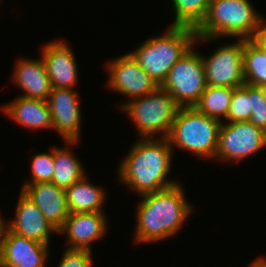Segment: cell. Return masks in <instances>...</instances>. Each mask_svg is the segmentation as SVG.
Masks as SVG:
<instances>
[{
  "instance_id": "cell-16",
  "label": "cell",
  "mask_w": 266,
  "mask_h": 267,
  "mask_svg": "<svg viewBox=\"0 0 266 267\" xmlns=\"http://www.w3.org/2000/svg\"><path fill=\"white\" fill-rule=\"evenodd\" d=\"M22 186L21 190L38 206L46 220L59 230L70 214L65 190L52 182Z\"/></svg>"
},
{
  "instance_id": "cell-11",
  "label": "cell",
  "mask_w": 266,
  "mask_h": 267,
  "mask_svg": "<svg viewBox=\"0 0 266 267\" xmlns=\"http://www.w3.org/2000/svg\"><path fill=\"white\" fill-rule=\"evenodd\" d=\"M75 89L54 88L48 96L53 129L64 139V143L75 145L79 141L81 128L80 100Z\"/></svg>"
},
{
  "instance_id": "cell-20",
  "label": "cell",
  "mask_w": 266,
  "mask_h": 267,
  "mask_svg": "<svg viewBox=\"0 0 266 267\" xmlns=\"http://www.w3.org/2000/svg\"><path fill=\"white\" fill-rule=\"evenodd\" d=\"M54 173L51 182L66 190L85 176L82 163L66 148L53 149Z\"/></svg>"
},
{
  "instance_id": "cell-15",
  "label": "cell",
  "mask_w": 266,
  "mask_h": 267,
  "mask_svg": "<svg viewBox=\"0 0 266 267\" xmlns=\"http://www.w3.org/2000/svg\"><path fill=\"white\" fill-rule=\"evenodd\" d=\"M104 212L70 213L58 234H65L68 249L89 250L90 244L104 236L107 217Z\"/></svg>"
},
{
  "instance_id": "cell-27",
  "label": "cell",
  "mask_w": 266,
  "mask_h": 267,
  "mask_svg": "<svg viewBox=\"0 0 266 267\" xmlns=\"http://www.w3.org/2000/svg\"><path fill=\"white\" fill-rule=\"evenodd\" d=\"M249 122L266 132V107L251 109V117Z\"/></svg>"
},
{
  "instance_id": "cell-14",
  "label": "cell",
  "mask_w": 266,
  "mask_h": 267,
  "mask_svg": "<svg viewBox=\"0 0 266 267\" xmlns=\"http://www.w3.org/2000/svg\"><path fill=\"white\" fill-rule=\"evenodd\" d=\"M62 40H53L42 47V61L54 88H69L77 84L78 67L74 52Z\"/></svg>"
},
{
  "instance_id": "cell-19",
  "label": "cell",
  "mask_w": 266,
  "mask_h": 267,
  "mask_svg": "<svg viewBox=\"0 0 266 267\" xmlns=\"http://www.w3.org/2000/svg\"><path fill=\"white\" fill-rule=\"evenodd\" d=\"M70 213L104 212L105 191L91 182L85 175L65 190Z\"/></svg>"
},
{
  "instance_id": "cell-21",
  "label": "cell",
  "mask_w": 266,
  "mask_h": 267,
  "mask_svg": "<svg viewBox=\"0 0 266 267\" xmlns=\"http://www.w3.org/2000/svg\"><path fill=\"white\" fill-rule=\"evenodd\" d=\"M233 91L234 88L231 87L207 85L194 107L199 112L222 123L227 119Z\"/></svg>"
},
{
  "instance_id": "cell-26",
  "label": "cell",
  "mask_w": 266,
  "mask_h": 267,
  "mask_svg": "<svg viewBox=\"0 0 266 267\" xmlns=\"http://www.w3.org/2000/svg\"><path fill=\"white\" fill-rule=\"evenodd\" d=\"M92 259V251L67 248L58 267H93Z\"/></svg>"
},
{
  "instance_id": "cell-23",
  "label": "cell",
  "mask_w": 266,
  "mask_h": 267,
  "mask_svg": "<svg viewBox=\"0 0 266 267\" xmlns=\"http://www.w3.org/2000/svg\"><path fill=\"white\" fill-rule=\"evenodd\" d=\"M175 18L172 25L197 28L205 19L211 0H171Z\"/></svg>"
},
{
  "instance_id": "cell-5",
  "label": "cell",
  "mask_w": 266,
  "mask_h": 267,
  "mask_svg": "<svg viewBox=\"0 0 266 267\" xmlns=\"http://www.w3.org/2000/svg\"><path fill=\"white\" fill-rule=\"evenodd\" d=\"M220 126V121L195 107H180L167 139L172 149L187 150L203 160H214Z\"/></svg>"
},
{
  "instance_id": "cell-10",
  "label": "cell",
  "mask_w": 266,
  "mask_h": 267,
  "mask_svg": "<svg viewBox=\"0 0 266 267\" xmlns=\"http://www.w3.org/2000/svg\"><path fill=\"white\" fill-rule=\"evenodd\" d=\"M107 71L108 88L130 100L149 94L159 87L130 53L109 61Z\"/></svg>"
},
{
  "instance_id": "cell-28",
  "label": "cell",
  "mask_w": 266,
  "mask_h": 267,
  "mask_svg": "<svg viewBox=\"0 0 266 267\" xmlns=\"http://www.w3.org/2000/svg\"><path fill=\"white\" fill-rule=\"evenodd\" d=\"M266 107V100L258 86L252 85V109H259Z\"/></svg>"
},
{
  "instance_id": "cell-7",
  "label": "cell",
  "mask_w": 266,
  "mask_h": 267,
  "mask_svg": "<svg viewBox=\"0 0 266 267\" xmlns=\"http://www.w3.org/2000/svg\"><path fill=\"white\" fill-rule=\"evenodd\" d=\"M194 45L171 67L161 87L180 107H194L207 87L202 55Z\"/></svg>"
},
{
  "instance_id": "cell-24",
  "label": "cell",
  "mask_w": 266,
  "mask_h": 267,
  "mask_svg": "<svg viewBox=\"0 0 266 267\" xmlns=\"http://www.w3.org/2000/svg\"><path fill=\"white\" fill-rule=\"evenodd\" d=\"M252 109V85L234 88L226 122L249 121Z\"/></svg>"
},
{
  "instance_id": "cell-4",
  "label": "cell",
  "mask_w": 266,
  "mask_h": 267,
  "mask_svg": "<svg viewBox=\"0 0 266 267\" xmlns=\"http://www.w3.org/2000/svg\"><path fill=\"white\" fill-rule=\"evenodd\" d=\"M195 28L170 25L162 36L147 38L130 54L159 86L171 67L193 46Z\"/></svg>"
},
{
  "instance_id": "cell-9",
  "label": "cell",
  "mask_w": 266,
  "mask_h": 267,
  "mask_svg": "<svg viewBox=\"0 0 266 267\" xmlns=\"http://www.w3.org/2000/svg\"><path fill=\"white\" fill-rule=\"evenodd\" d=\"M244 39L222 45L210 57L202 56L209 86L240 87L245 83L243 67ZM205 57V58H204Z\"/></svg>"
},
{
  "instance_id": "cell-22",
  "label": "cell",
  "mask_w": 266,
  "mask_h": 267,
  "mask_svg": "<svg viewBox=\"0 0 266 267\" xmlns=\"http://www.w3.org/2000/svg\"><path fill=\"white\" fill-rule=\"evenodd\" d=\"M243 67L245 83L266 85V50L255 39H244Z\"/></svg>"
},
{
  "instance_id": "cell-6",
  "label": "cell",
  "mask_w": 266,
  "mask_h": 267,
  "mask_svg": "<svg viewBox=\"0 0 266 267\" xmlns=\"http://www.w3.org/2000/svg\"><path fill=\"white\" fill-rule=\"evenodd\" d=\"M130 116L141 138H167L180 106L161 86L155 91L120 105Z\"/></svg>"
},
{
  "instance_id": "cell-13",
  "label": "cell",
  "mask_w": 266,
  "mask_h": 267,
  "mask_svg": "<svg viewBox=\"0 0 266 267\" xmlns=\"http://www.w3.org/2000/svg\"><path fill=\"white\" fill-rule=\"evenodd\" d=\"M19 195L14 220L5 224V227L21 237L50 246V235L57 234L58 230L22 190Z\"/></svg>"
},
{
  "instance_id": "cell-29",
  "label": "cell",
  "mask_w": 266,
  "mask_h": 267,
  "mask_svg": "<svg viewBox=\"0 0 266 267\" xmlns=\"http://www.w3.org/2000/svg\"><path fill=\"white\" fill-rule=\"evenodd\" d=\"M255 40L266 50V20L264 18Z\"/></svg>"
},
{
  "instance_id": "cell-8",
  "label": "cell",
  "mask_w": 266,
  "mask_h": 267,
  "mask_svg": "<svg viewBox=\"0 0 266 267\" xmlns=\"http://www.w3.org/2000/svg\"><path fill=\"white\" fill-rule=\"evenodd\" d=\"M266 147V132L249 121L222 122L215 159L244 160Z\"/></svg>"
},
{
  "instance_id": "cell-1",
  "label": "cell",
  "mask_w": 266,
  "mask_h": 267,
  "mask_svg": "<svg viewBox=\"0 0 266 267\" xmlns=\"http://www.w3.org/2000/svg\"><path fill=\"white\" fill-rule=\"evenodd\" d=\"M131 147L117 171L120 182L134 190L137 196L178 183L167 177L171 172L174 152L167 138H141Z\"/></svg>"
},
{
  "instance_id": "cell-31",
  "label": "cell",
  "mask_w": 266,
  "mask_h": 267,
  "mask_svg": "<svg viewBox=\"0 0 266 267\" xmlns=\"http://www.w3.org/2000/svg\"><path fill=\"white\" fill-rule=\"evenodd\" d=\"M5 221L3 220L1 214H0V239H1V236H2V232H3V229L5 227Z\"/></svg>"
},
{
  "instance_id": "cell-17",
  "label": "cell",
  "mask_w": 266,
  "mask_h": 267,
  "mask_svg": "<svg viewBox=\"0 0 266 267\" xmlns=\"http://www.w3.org/2000/svg\"><path fill=\"white\" fill-rule=\"evenodd\" d=\"M12 79V82L14 81L25 92L21 96L27 98L47 101L52 90L42 58L17 60Z\"/></svg>"
},
{
  "instance_id": "cell-2",
  "label": "cell",
  "mask_w": 266,
  "mask_h": 267,
  "mask_svg": "<svg viewBox=\"0 0 266 267\" xmlns=\"http://www.w3.org/2000/svg\"><path fill=\"white\" fill-rule=\"evenodd\" d=\"M181 184L145 194L137 205V223L134 240L137 243H155L174 236L191 214Z\"/></svg>"
},
{
  "instance_id": "cell-3",
  "label": "cell",
  "mask_w": 266,
  "mask_h": 267,
  "mask_svg": "<svg viewBox=\"0 0 266 267\" xmlns=\"http://www.w3.org/2000/svg\"><path fill=\"white\" fill-rule=\"evenodd\" d=\"M263 18L249 0H211L205 19L195 29L194 44L223 36L255 39Z\"/></svg>"
},
{
  "instance_id": "cell-30",
  "label": "cell",
  "mask_w": 266,
  "mask_h": 267,
  "mask_svg": "<svg viewBox=\"0 0 266 267\" xmlns=\"http://www.w3.org/2000/svg\"><path fill=\"white\" fill-rule=\"evenodd\" d=\"M248 267H266V257L256 258Z\"/></svg>"
},
{
  "instance_id": "cell-32",
  "label": "cell",
  "mask_w": 266,
  "mask_h": 267,
  "mask_svg": "<svg viewBox=\"0 0 266 267\" xmlns=\"http://www.w3.org/2000/svg\"><path fill=\"white\" fill-rule=\"evenodd\" d=\"M261 93H262V96L265 98L266 100V85H261V86H258Z\"/></svg>"
},
{
  "instance_id": "cell-18",
  "label": "cell",
  "mask_w": 266,
  "mask_h": 267,
  "mask_svg": "<svg viewBox=\"0 0 266 267\" xmlns=\"http://www.w3.org/2000/svg\"><path fill=\"white\" fill-rule=\"evenodd\" d=\"M10 119L28 129H52V117L47 101L20 96L1 109Z\"/></svg>"
},
{
  "instance_id": "cell-12",
  "label": "cell",
  "mask_w": 266,
  "mask_h": 267,
  "mask_svg": "<svg viewBox=\"0 0 266 267\" xmlns=\"http://www.w3.org/2000/svg\"><path fill=\"white\" fill-rule=\"evenodd\" d=\"M48 247L4 227L0 239V267H46Z\"/></svg>"
},
{
  "instance_id": "cell-25",
  "label": "cell",
  "mask_w": 266,
  "mask_h": 267,
  "mask_svg": "<svg viewBox=\"0 0 266 267\" xmlns=\"http://www.w3.org/2000/svg\"><path fill=\"white\" fill-rule=\"evenodd\" d=\"M30 181H25L24 185L37 182H51L54 173L53 149L50 153H36L31 161Z\"/></svg>"
}]
</instances>
